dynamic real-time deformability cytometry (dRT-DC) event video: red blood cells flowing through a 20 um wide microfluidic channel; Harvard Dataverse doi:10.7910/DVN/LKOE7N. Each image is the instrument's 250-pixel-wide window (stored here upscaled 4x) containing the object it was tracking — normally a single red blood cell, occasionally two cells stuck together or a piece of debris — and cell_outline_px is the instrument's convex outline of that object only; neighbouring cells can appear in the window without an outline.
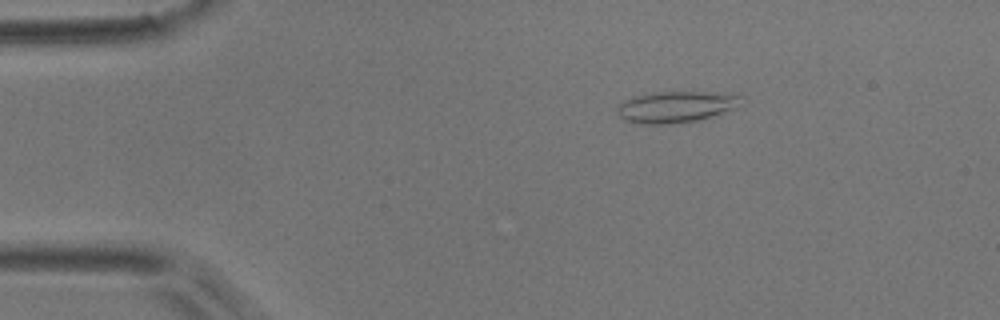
{"species": "common noctule bat (a hibernating species)", "species_latin": "Nyctalus noctula", "temperature_condition": "room temperature", "stored_images_in_passage": 54, "camera_frame_rate_fps": 3000, "um_per_image_px": 0.085, "animal": {"sex": "male", "body_mass_g": 17.9}, "frame": {"image": 1, "passage_image": 9, "time_ms": 2.667, "image_size_px": [1000, 320], "cell_outline_px": [[744, 96], [740, 108], [712, 116], [696, 120], [672, 124], [640, 124], [624, 120], [616, 112], [616, 108], [624, 100], [632, 96], [656, 92], [704, 92]], "centroid_in_image_um": [57.46, 9.09], "position_along_channel_um": 27.5, "area_um2": 22.83}}
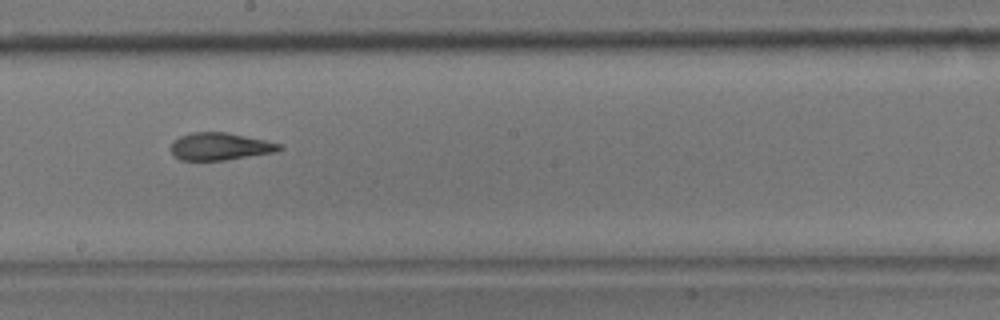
{"frame": {"image": 2, "passage_image": 30, "time_ms": 9.667, "image_size_px": [1000, 320], "cell_outline_px": [[284, 148], [276, 152], [224, 160], [180, 160], [172, 156], [172, 140], [180, 136], [192, 132], [228, 132], [284, 144]], "centroid_in_image_um": [18.73, 12.44], "position_along_channel_um": 229.5, "area_um2": 17.51}}
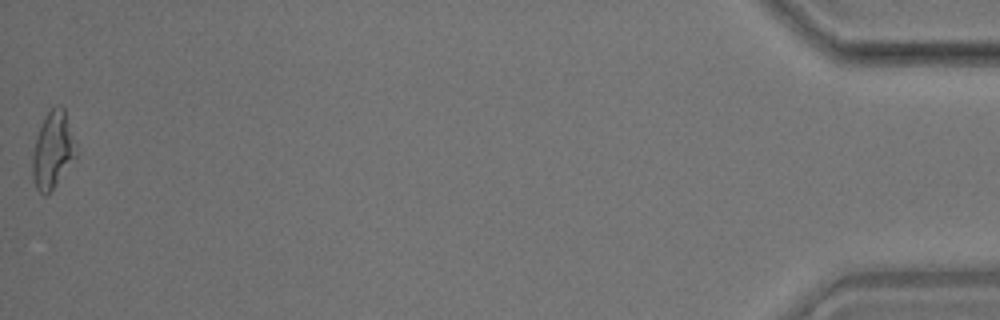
{"frame": {"image": 3, "passage_image": 54, "time_ms": 17.667, "image_size_px": [1000, 320], "cell_outline_px": [[76, 156], [56, 184], [44, 196], [36, 188], [32, 180], [32, 152], [36, 136], [44, 116], [56, 104], [60, 104], [64, 108], [76, 144]], "centroid_in_image_um": [4.46, 12.73], "position_along_channel_um": 430.7, "area_um2": 19.48}, "authors_computed_cell_mechanics": {"area_um2": 18.4093, "velocity_mm_per_s": 3.706, "shape_relaxation_time_tau1_ms": 5.6177, "shape_relaxation_time_tau2_ms": 2.1218, "deformation_change_tau1": 0.1776, "deformation_change_tau2": 0.1041}}